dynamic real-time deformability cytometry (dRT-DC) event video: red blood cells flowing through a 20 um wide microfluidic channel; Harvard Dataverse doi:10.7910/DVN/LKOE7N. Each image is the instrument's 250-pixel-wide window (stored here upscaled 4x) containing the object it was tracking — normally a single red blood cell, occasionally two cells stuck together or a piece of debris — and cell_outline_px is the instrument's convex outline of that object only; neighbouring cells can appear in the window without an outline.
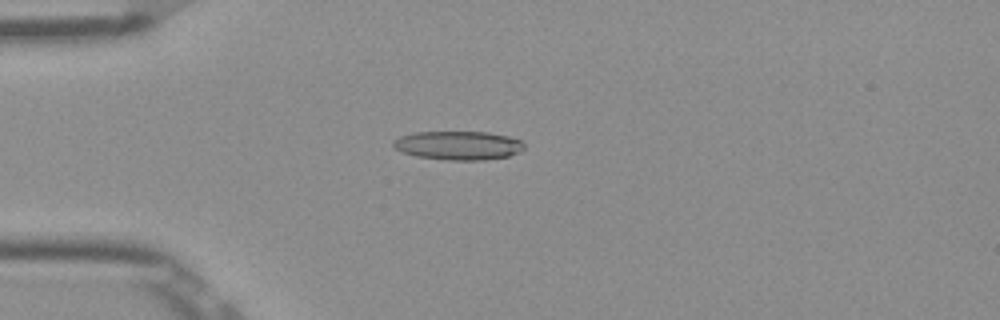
{"species": "Egyptian fruit bat (a non-hibernating species)", "species_latin": "Rousettus aegyptiacus", "temperature_condition": "room temperature", "stored_images_in_passage": 37, "camera_frame_rate_fps": 3000, "um_per_image_px": 0.085, "frame": {"image": 1, "passage_image": 6, "time_ms": 1.667, "image_size_px": [1000, 320], "cell_outline_px": [[524, 148], [520, 152], [508, 156], [484, 160], [444, 160], [416, 156], [400, 152], [392, 148], [392, 140], [400, 136], [416, 132], [488, 132], [508, 136], [520, 140], [524, 144]], "centroid_in_image_um": [38.91, 12.36], "position_along_channel_um": 46.1, "area_um2": 22.2}}
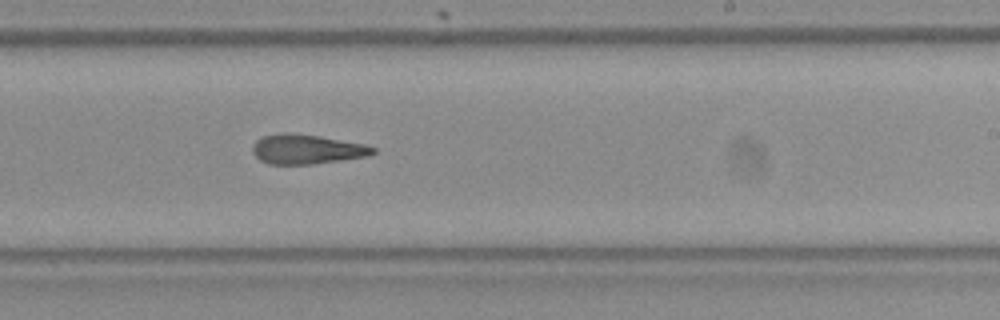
{"frame": {"image": 2, "passage_image": 24, "time_ms": 7.667, "image_size_px": [1000, 320], "cell_outline_px": [[376, 152], [368, 156], [312, 164], [268, 164], [260, 160], [252, 152], [252, 144], [260, 136], [284, 132], [292, 132], [320, 136], [368, 144], [376, 148]], "centroid_in_image_um": [26.07, 12.66], "position_along_channel_um": 262.9, "area_um2": 21.1}}
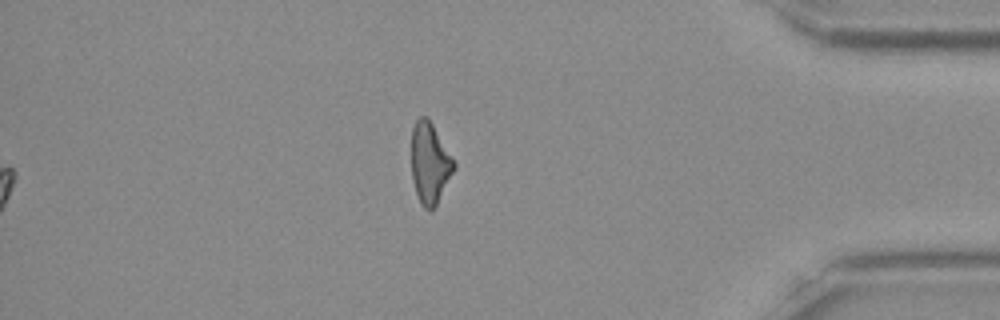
{"frame": {"image": 3, "passage_image": 37, "time_ms": 12.0, "image_size_px": [1000, 320], "cell_outline_px": [[456, 168], [436, 204], [428, 212], [420, 204], [412, 180], [412, 128], [416, 120], [420, 116], [428, 116], [456, 164]], "centroid_in_image_um": [36.53, 13.86], "position_along_channel_um": 398.7, "area_um2": 20.0}, "authors_computed_cell_mechanics": {"area_um2": 21.2704, "velocity_mm_per_s": 3.9191, "shape_relaxation_time_tau1_ms": 6.3222, "shape_relaxation_time_tau2_ms": 4.0664, "deformation_change_tau1": 0.1887, "deformation_change_tau2": 0.1564}}